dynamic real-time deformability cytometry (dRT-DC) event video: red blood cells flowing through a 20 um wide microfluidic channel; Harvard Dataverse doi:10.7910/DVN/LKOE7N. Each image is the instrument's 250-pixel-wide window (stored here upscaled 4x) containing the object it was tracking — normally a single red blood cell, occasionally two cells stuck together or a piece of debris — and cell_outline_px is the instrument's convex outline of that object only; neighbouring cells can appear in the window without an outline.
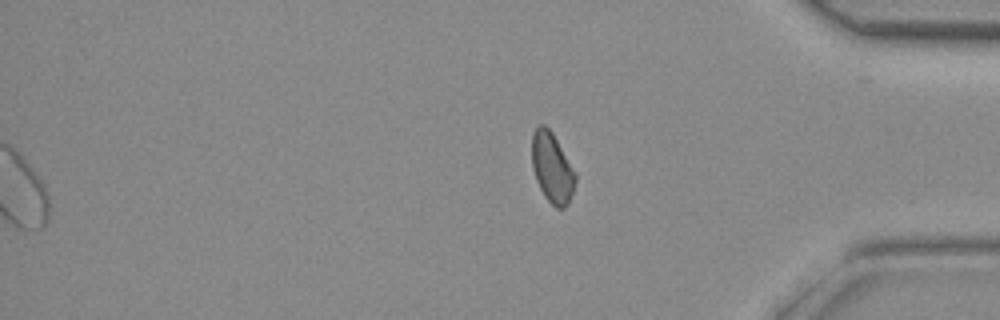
{"species": "common noctule bat (a hibernating species)", "species_latin": "Nyctalus noctula", "temperature_condition": "room temperature", "stored_images_in_passage": 31, "segment_of_instrument_passage": [2, 2], "camera_frame_rate_fps": 3000, "um_per_image_px": 0.085, "animal": {"sex": "female", "body_mass_g": 29.2, "forearm_length_mm": 56.3}, "frame": {"image": 1, "passage_image": 31, "time_ms": 10.0, "image_size_px": [1000, 320], "cell_outline_px": [[576, 180], [568, 204], [564, 208], [556, 208], [544, 196], [536, 180], [532, 168], [532, 132], [540, 124], [544, 124], [552, 132], [576, 172]], "centroid_in_image_um": [46.92, 14.25], "position_along_channel_um": 388.3, "area_um2": 17.74}}